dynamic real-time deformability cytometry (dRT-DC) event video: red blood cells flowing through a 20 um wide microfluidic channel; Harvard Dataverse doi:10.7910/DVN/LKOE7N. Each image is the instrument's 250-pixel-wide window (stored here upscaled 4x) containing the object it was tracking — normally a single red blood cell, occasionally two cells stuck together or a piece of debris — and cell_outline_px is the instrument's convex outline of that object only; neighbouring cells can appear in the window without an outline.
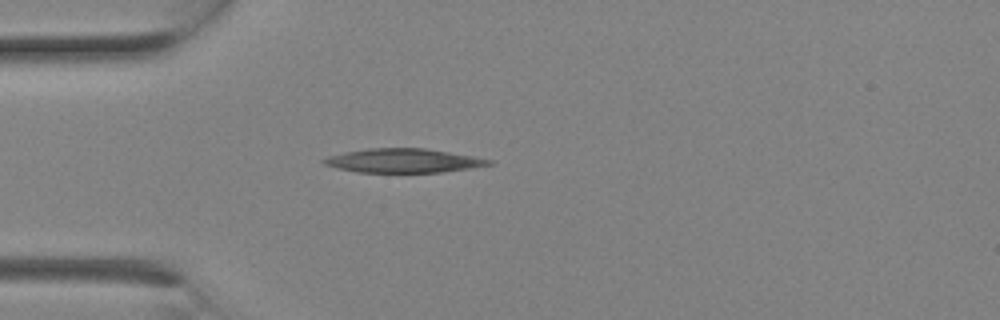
{"species": "Egyptian fruit bat (a non-hibernating species)", "species_latin": "Rousettus aegyptiacus", "temperature_condition": "room temperature", "stored_images_in_passage": 2, "camera_frame_rate_fps": 3000, "um_per_image_px": 0.085, "animal": {"sex": "female"}, "frame": {"image": 1, "passage_image": 2, "time_ms": 0.333, "image_size_px": [1000, 320], "cell_outline_px": [[492, 164], [472, 168], [444, 172], [356, 172], [336, 168], [324, 164], [320, 160], [328, 156], [344, 152], [368, 148], [424, 148], [472, 156], [492, 160]], "centroid_in_image_um": [34.24, 13.66], "position_along_channel_um": 50.8, "area_um2": 23.0}}